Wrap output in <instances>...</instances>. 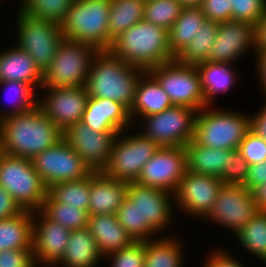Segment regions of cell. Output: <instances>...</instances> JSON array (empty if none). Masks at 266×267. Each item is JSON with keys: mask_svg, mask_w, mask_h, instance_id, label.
<instances>
[{"mask_svg": "<svg viewBox=\"0 0 266 267\" xmlns=\"http://www.w3.org/2000/svg\"><path fill=\"white\" fill-rule=\"evenodd\" d=\"M87 229L96 240L98 250L103 257L119 251L134 242L132 237L117 221L115 214L90 215Z\"/></svg>", "mask_w": 266, "mask_h": 267, "instance_id": "25", "label": "cell"}, {"mask_svg": "<svg viewBox=\"0 0 266 267\" xmlns=\"http://www.w3.org/2000/svg\"><path fill=\"white\" fill-rule=\"evenodd\" d=\"M0 186L26 211H39L48 188L33 168L31 159L0 151Z\"/></svg>", "mask_w": 266, "mask_h": 267, "instance_id": "7", "label": "cell"}, {"mask_svg": "<svg viewBox=\"0 0 266 267\" xmlns=\"http://www.w3.org/2000/svg\"><path fill=\"white\" fill-rule=\"evenodd\" d=\"M104 258L87 228L72 230L63 258L54 267H96Z\"/></svg>", "mask_w": 266, "mask_h": 267, "instance_id": "26", "label": "cell"}, {"mask_svg": "<svg viewBox=\"0 0 266 267\" xmlns=\"http://www.w3.org/2000/svg\"><path fill=\"white\" fill-rule=\"evenodd\" d=\"M259 210L252 192L243 184H223L210 213L204 218L235 234Z\"/></svg>", "mask_w": 266, "mask_h": 267, "instance_id": "13", "label": "cell"}, {"mask_svg": "<svg viewBox=\"0 0 266 267\" xmlns=\"http://www.w3.org/2000/svg\"><path fill=\"white\" fill-rule=\"evenodd\" d=\"M16 45L26 51L43 72L56 54L63 39L61 24L48 20H38L17 11Z\"/></svg>", "mask_w": 266, "mask_h": 267, "instance_id": "10", "label": "cell"}, {"mask_svg": "<svg viewBox=\"0 0 266 267\" xmlns=\"http://www.w3.org/2000/svg\"><path fill=\"white\" fill-rule=\"evenodd\" d=\"M22 211L13 197L0 186V220L16 216Z\"/></svg>", "mask_w": 266, "mask_h": 267, "instance_id": "49", "label": "cell"}, {"mask_svg": "<svg viewBox=\"0 0 266 267\" xmlns=\"http://www.w3.org/2000/svg\"><path fill=\"white\" fill-rule=\"evenodd\" d=\"M33 212L0 220V251L32 249Z\"/></svg>", "mask_w": 266, "mask_h": 267, "instance_id": "29", "label": "cell"}, {"mask_svg": "<svg viewBox=\"0 0 266 267\" xmlns=\"http://www.w3.org/2000/svg\"><path fill=\"white\" fill-rule=\"evenodd\" d=\"M233 64L202 62L196 65L200 77L201 88L205 98V106H213L214 98L221 93L230 91L235 85L237 77ZM213 104V105H212Z\"/></svg>", "mask_w": 266, "mask_h": 267, "instance_id": "27", "label": "cell"}, {"mask_svg": "<svg viewBox=\"0 0 266 267\" xmlns=\"http://www.w3.org/2000/svg\"><path fill=\"white\" fill-rule=\"evenodd\" d=\"M168 95L172 105L201 110L205 98L196 65L183 64L177 59L148 70Z\"/></svg>", "mask_w": 266, "mask_h": 267, "instance_id": "8", "label": "cell"}, {"mask_svg": "<svg viewBox=\"0 0 266 267\" xmlns=\"http://www.w3.org/2000/svg\"><path fill=\"white\" fill-rule=\"evenodd\" d=\"M219 23L205 19L190 44L176 57L183 64L197 65L206 62L215 42Z\"/></svg>", "mask_w": 266, "mask_h": 267, "instance_id": "33", "label": "cell"}, {"mask_svg": "<svg viewBox=\"0 0 266 267\" xmlns=\"http://www.w3.org/2000/svg\"><path fill=\"white\" fill-rule=\"evenodd\" d=\"M63 139L61 131L38 106L0 120V151L32 159Z\"/></svg>", "mask_w": 266, "mask_h": 267, "instance_id": "1", "label": "cell"}, {"mask_svg": "<svg viewBox=\"0 0 266 267\" xmlns=\"http://www.w3.org/2000/svg\"><path fill=\"white\" fill-rule=\"evenodd\" d=\"M126 132L128 133L124 130L117 135L107 166L102 173L112 179L135 182L143 166L160 146L139 132L131 136H127Z\"/></svg>", "mask_w": 266, "mask_h": 267, "instance_id": "9", "label": "cell"}, {"mask_svg": "<svg viewBox=\"0 0 266 267\" xmlns=\"http://www.w3.org/2000/svg\"><path fill=\"white\" fill-rule=\"evenodd\" d=\"M265 182L266 160L258 164L249 165L248 176L243 185L252 192L255 188L259 187Z\"/></svg>", "mask_w": 266, "mask_h": 267, "instance_id": "48", "label": "cell"}, {"mask_svg": "<svg viewBox=\"0 0 266 267\" xmlns=\"http://www.w3.org/2000/svg\"><path fill=\"white\" fill-rule=\"evenodd\" d=\"M205 19L200 6L183 8L181 15L168 30L169 46L175 57L190 44Z\"/></svg>", "mask_w": 266, "mask_h": 267, "instance_id": "30", "label": "cell"}, {"mask_svg": "<svg viewBox=\"0 0 266 267\" xmlns=\"http://www.w3.org/2000/svg\"><path fill=\"white\" fill-rule=\"evenodd\" d=\"M110 4L111 0H75L61 23L63 38L109 50Z\"/></svg>", "mask_w": 266, "mask_h": 267, "instance_id": "4", "label": "cell"}, {"mask_svg": "<svg viewBox=\"0 0 266 267\" xmlns=\"http://www.w3.org/2000/svg\"><path fill=\"white\" fill-rule=\"evenodd\" d=\"M255 36L256 26L250 22L229 20L219 23L215 42L207 61L233 64L250 49L255 56Z\"/></svg>", "mask_w": 266, "mask_h": 267, "instance_id": "18", "label": "cell"}, {"mask_svg": "<svg viewBox=\"0 0 266 267\" xmlns=\"http://www.w3.org/2000/svg\"><path fill=\"white\" fill-rule=\"evenodd\" d=\"M175 236L166 235L144 241V267H183V246Z\"/></svg>", "mask_w": 266, "mask_h": 267, "instance_id": "31", "label": "cell"}, {"mask_svg": "<svg viewBox=\"0 0 266 267\" xmlns=\"http://www.w3.org/2000/svg\"><path fill=\"white\" fill-rule=\"evenodd\" d=\"M145 0H111L108 20L109 37L114 40L144 19Z\"/></svg>", "mask_w": 266, "mask_h": 267, "instance_id": "32", "label": "cell"}, {"mask_svg": "<svg viewBox=\"0 0 266 267\" xmlns=\"http://www.w3.org/2000/svg\"><path fill=\"white\" fill-rule=\"evenodd\" d=\"M37 106L61 130L81 122L89 98L86 87H49Z\"/></svg>", "mask_w": 266, "mask_h": 267, "instance_id": "15", "label": "cell"}, {"mask_svg": "<svg viewBox=\"0 0 266 267\" xmlns=\"http://www.w3.org/2000/svg\"><path fill=\"white\" fill-rule=\"evenodd\" d=\"M47 194L55 201L88 211L90 175L74 181L59 182L48 187Z\"/></svg>", "mask_w": 266, "mask_h": 267, "instance_id": "35", "label": "cell"}, {"mask_svg": "<svg viewBox=\"0 0 266 267\" xmlns=\"http://www.w3.org/2000/svg\"><path fill=\"white\" fill-rule=\"evenodd\" d=\"M144 71L109 50H100L92 61L85 87L90 97L117 101L130 110L138 79Z\"/></svg>", "mask_w": 266, "mask_h": 267, "instance_id": "3", "label": "cell"}, {"mask_svg": "<svg viewBox=\"0 0 266 267\" xmlns=\"http://www.w3.org/2000/svg\"><path fill=\"white\" fill-rule=\"evenodd\" d=\"M256 51H266V11L256 26Z\"/></svg>", "mask_w": 266, "mask_h": 267, "instance_id": "52", "label": "cell"}, {"mask_svg": "<svg viewBox=\"0 0 266 267\" xmlns=\"http://www.w3.org/2000/svg\"><path fill=\"white\" fill-rule=\"evenodd\" d=\"M186 170V151L183 146H161L143 166L135 182L175 195Z\"/></svg>", "mask_w": 266, "mask_h": 267, "instance_id": "14", "label": "cell"}, {"mask_svg": "<svg viewBox=\"0 0 266 267\" xmlns=\"http://www.w3.org/2000/svg\"><path fill=\"white\" fill-rule=\"evenodd\" d=\"M200 7L206 19L217 23L231 20L232 5L229 0H203Z\"/></svg>", "mask_w": 266, "mask_h": 267, "instance_id": "46", "label": "cell"}, {"mask_svg": "<svg viewBox=\"0 0 266 267\" xmlns=\"http://www.w3.org/2000/svg\"><path fill=\"white\" fill-rule=\"evenodd\" d=\"M0 267H38L33 249L0 251Z\"/></svg>", "mask_w": 266, "mask_h": 267, "instance_id": "45", "label": "cell"}, {"mask_svg": "<svg viewBox=\"0 0 266 267\" xmlns=\"http://www.w3.org/2000/svg\"><path fill=\"white\" fill-rule=\"evenodd\" d=\"M128 182L102 172L90 174L89 215L115 214L127 196Z\"/></svg>", "mask_w": 266, "mask_h": 267, "instance_id": "22", "label": "cell"}, {"mask_svg": "<svg viewBox=\"0 0 266 267\" xmlns=\"http://www.w3.org/2000/svg\"><path fill=\"white\" fill-rule=\"evenodd\" d=\"M259 212H266V182L252 191Z\"/></svg>", "mask_w": 266, "mask_h": 267, "instance_id": "53", "label": "cell"}, {"mask_svg": "<svg viewBox=\"0 0 266 267\" xmlns=\"http://www.w3.org/2000/svg\"><path fill=\"white\" fill-rule=\"evenodd\" d=\"M0 87H3L4 90L7 89L6 91H8L9 96L14 92L11 98H13V102L15 101V103H12L13 106L9 108L11 110H5L3 113L2 111L0 112V120L14 114L30 111L37 106V96L39 95H37L38 92L35 93L36 90L30 84L19 81H5L0 82Z\"/></svg>", "mask_w": 266, "mask_h": 267, "instance_id": "39", "label": "cell"}, {"mask_svg": "<svg viewBox=\"0 0 266 267\" xmlns=\"http://www.w3.org/2000/svg\"><path fill=\"white\" fill-rule=\"evenodd\" d=\"M210 255V256H209ZM207 257L208 259L203 264V267H243L244 264L238 262L237 258L235 259L232 254L225 250H219L210 252ZM243 265V266H242Z\"/></svg>", "mask_w": 266, "mask_h": 267, "instance_id": "47", "label": "cell"}, {"mask_svg": "<svg viewBox=\"0 0 266 267\" xmlns=\"http://www.w3.org/2000/svg\"><path fill=\"white\" fill-rule=\"evenodd\" d=\"M223 181L215 176L186 170L175 194V207L204 220L217 199Z\"/></svg>", "mask_w": 266, "mask_h": 267, "instance_id": "16", "label": "cell"}, {"mask_svg": "<svg viewBox=\"0 0 266 267\" xmlns=\"http://www.w3.org/2000/svg\"><path fill=\"white\" fill-rule=\"evenodd\" d=\"M214 107L205 106L198 111L193 141L205 147L238 149L250 131V116Z\"/></svg>", "mask_w": 266, "mask_h": 267, "instance_id": "5", "label": "cell"}, {"mask_svg": "<svg viewBox=\"0 0 266 267\" xmlns=\"http://www.w3.org/2000/svg\"><path fill=\"white\" fill-rule=\"evenodd\" d=\"M126 197L140 212L141 223H149L158 233L163 232L172 224L171 221H174L172 218L174 210L172 206H176L173 204L174 194L136 182H128Z\"/></svg>", "mask_w": 266, "mask_h": 267, "instance_id": "19", "label": "cell"}, {"mask_svg": "<svg viewBox=\"0 0 266 267\" xmlns=\"http://www.w3.org/2000/svg\"><path fill=\"white\" fill-rule=\"evenodd\" d=\"M31 162L47 188L59 182L85 178L93 172L64 138L37 154Z\"/></svg>", "mask_w": 266, "mask_h": 267, "instance_id": "12", "label": "cell"}, {"mask_svg": "<svg viewBox=\"0 0 266 267\" xmlns=\"http://www.w3.org/2000/svg\"><path fill=\"white\" fill-rule=\"evenodd\" d=\"M118 132H98L82 122L72 124L63 138L94 172L107 166Z\"/></svg>", "mask_w": 266, "mask_h": 267, "instance_id": "17", "label": "cell"}, {"mask_svg": "<svg viewBox=\"0 0 266 267\" xmlns=\"http://www.w3.org/2000/svg\"><path fill=\"white\" fill-rule=\"evenodd\" d=\"M256 59V70H258V80L260 82V86L263 89V93L266 94V51H256L255 52Z\"/></svg>", "mask_w": 266, "mask_h": 267, "instance_id": "50", "label": "cell"}, {"mask_svg": "<svg viewBox=\"0 0 266 267\" xmlns=\"http://www.w3.org/2000/svg\"><path fill=\"white\" fill-rule=\"evenodd\" d=\"M187 170L208 176L222 177L227 162L228 149H217L196 144L185 145Z\"/></svg>", "mask_w": 266, "mask_h": 267, "instance_id": "28", "label": "cell"}, {"mask_svg": "<svg viewBox=\"0 0 266 267\" xmlns=\"http://www.w3.org/2000/svg\"><path fill=\"white\" fill-rule=\"evenodd\" d=\"M238 150L249 165L258 164L266 160V140L251 130L240 143Z\"/></svg>", "mask_w": 266, "mask_h": 267, "instance_id": "44", "label": "cell"}, {"mask_svg": "<svg viewBox=\"0 0 266 267\" xmlns=\"http://www.w3.org/2000/svg\"><path fill=\"white\" fill-rule=\"evenodd\" d=\"M197 113L196 109L173 105L163 112L141 118L144 122L140 132L160 147H185L193 140Z\"/></svg>", "mask_w": 266, "mask_h": 267, "instance_id": "11", "label": "cell"}, {"mask_svg": "<svg viewBox=\"0 0 266 267\" xmlns=\"http://www.w3.org/2000/svg\"><path fill=\"white\" fill-rule=\"evenodd\" d=\"M5 81H19L41 89L43 72L26 51L15 45L0 52V82Z\"/></svg>", "mask_w": 266, "mask_h": 267, "instance_id": "24", "label": "cell"}, {"mask_svg": "<svg viewBox=\"0 0 266 267\" xmlns=\"http://www.w3.org/2000/svg\"><path fill=\"white\" fill-rule=\"evenodd\" d=\"M40 211L51 221L59 223L66 229L79 230L87 228L88 211L55 202L48 194Z\"/></svg>", "mask_w": 266, "mask_h": 267, "instance_id": "36", "label": "cell"}, {"mask_svg": "<svg viewBox=\"0 0 266 267\" xmlns=\"http://www.w3.org/2000/svg\"><path fill=\"white\" fill-rule=\"evenodd\" d=\"M69 236V229L49 220L40 210L33 212L32 249L37 266L54 267L63 258Z\"/></svg>", "mask_w": 266, "mask_h": 267, "instance_id": "20", "label": "cell"}, {"mask_svg": "<svg viewBox=\"0 0 266 267\" xmlns=\"http://www.w3.org/2000/svg\"><path fill=\"white\" fill-rule=\"evenodd\" d=\"M115 215L117 221L134 241H147L156 238L159 234L149 223H141L140 212L127 197Z\"/></svg>", "mask_w": 266, "mask_h": 267, "instance_id": "37", "label": "cell"}, {"mask_svg": "<svg viewBox=\"0 0 266 267\" xmlns=\"http://www.w3.org/2000/svg\"><path fill=\"white\" fill-rule=\"evenodd\" d=\"M266 97V94H264ZM266 102V101H265ZM265 105L263 106L262 109H260L259 111L266 117V103H264Z\"/></svg>", "mask_w": 266, "mask_h": 267, "instance_id": "56", "label": "cell"}, {"mask_svg": "<svg viewBox=\"0 0 266 267\" xmlns=\"http://www.w3.org/2000/svg\"><path fill=\"white\" fill-rule=\"evenodd\" d=\"M109 51L145 71L176 59L169 46L168 31L144 19L114 39Z\"/></svg>", "mask_w": 266, "mask_h": 267, "instance_id": "2", "label": "cell"}, {"mask_svg": "<svg viewBox=\"0 0 266 267\" xmlns=\"http://www.w3.org/2000/svg\"><path fill=\"white\" fill-rule=\"evenodd\" d=\"M75 0H30L21 10L38 20L61 24Z\"/></svg>", "mask_w": 266, "mask_h": 267, "instance_id": "40", "label": "cell"}, {"mask_svg": "<svg viewBox=\"0 0 266 267\" xmlns=\"http://www.w3.org/2000/svg\"><path fill=\"white\" fill-rule=\"evenodd\" d=\"M81 122L98 132L121 133L133 125L129 110L120 102L90 96Z\"/></svg>", "mask_w": 266, "mask_h": 267, "instance_id": "21", "label": "cell"}, {"mask_svg": "<svg viewBox=\"0 0 266 267\" xmlns=\"http://www.w3.org/2000/svg\"><path fill=\"white\" fill-rule=\"evenodd\" d=\"M231 20L250 22L257 26L266 11V0H229Z\"/></svg>", "mask_w": 266, "mask_h": 267, "instance_id": "42", "label": "cell"}, {"mask_svg": "<svg viewBox=\"0 0 266 267\" xmlns=\"http://www.w3.org/2000/svg\"><path fill=\"white\" fill-rule=\"evenodd\" d=\"M98 51L92 45L63 38L51 63L43 71L41 89L85 86Z\"/></svg>", "mask_w": 266, "mask_h": 267, "instance_id": "6", "label": "cell"}, {"mask_svg": "<svg viewBox=\"0 0 266 267\" xmlns=\"http://www.w3.org/2000/svg\"><path fill=\"white\" fill-rule=\"evenodd\" d=\"M183 8L179 0H146L144 20L168 31L181 15Z\"/></svg>", "mask_w": 266, "mask_h": 267, "instance_id": "38", "label": "cell"}, {"mask_svg": "<svg viewBox=\"0 0 266 267\" xmlns=\"http://www.w3.org/2000/svg\"><path fill=\"white\" fill-rule=\"evenodd\" d=\"M184 7L200 6L203 0H179Z\"/></svg>", "mask_w": 266, "mask_h": 267, "instance_id": "54", "label": "cell"}, {"mask_svg": "<svg viewBox=\"0 0 266 267\" xmlns=\"http://www.w3.org/2000/svg\"><path fill=\"white\" fill-rule=\"evenodd\" d=\"M30 0H22L19 4L18 10H21Z\"/></svg>", "mask_w": 266, "mask_h": 267, "instance_id": "55", "label": "cell"}, {"mask_svg": "<svg viewBox=\"0 0 266 267\" xmlns=\"http://www.w3.org/2000/svg\"><path fill=\"white\" fill-rule=\"evenodd\" d=\"M254 115H250V130L266 140V117L260 111Z\"/></svg>", "mask_w": 266, "mask_h": 267, "instance_id": "51", "label": "cell"}, {"mask_svg": "<svg viewBox=\"0 0 266 267\" xmlns=\"http://www.w3.org/2000/svg\"><path fill=\"white\" fill-rule=\"evenodd\" d=\"M234 235L245 251L266 264V212H258Z\"/></svg>", "mask_w": 266, "mask_h": 267, "instance_id": "34", "label": "cell"}, {"mask_svg": "<svg viewBox=\"0 0 266 267\" xmlns=\"http://www.w3.org/2000/svg\"><path fill=\"white\" fill-rule=\"evenodd\" d=\"M168 95L164 92L157 79L149 72L144 71L138 79L133 105L129 110L133 125L137 118L151 116L172 107Z\"/></svg>", "mask_w": 266, "mask_h": 267, "instance_id": "23", "label": "cell"}, {"mask_svg": "<svg viewBox=\"0 0 266 267\" xmlns=\"http://www.w3.org/2000/svg\"><path fill=\"white\" fill-rule=\"evenodd\" d=\"M104 258L110 259V267H144L145 243L134 241L131 245L110 253Z\"/></svg>", "mask_w": 266, "mask_h": 267, "instance_id": "41", "label": "cell"}, {"mask_svg": "<svg viewBox=\"0 0 266 267\" xmlns=\"http://www.w3.org/2000/svg\"><path fill=\"white\" fill-rule=\"evenodd\" d=\"M249 164L238 149L227 153L225 170L220 178L223 184H244L248 176Z\"/></svg>", "mask_w": 266, "mask_h": 267, "instance_id": "43", "label": "cell"}]
</instances>
